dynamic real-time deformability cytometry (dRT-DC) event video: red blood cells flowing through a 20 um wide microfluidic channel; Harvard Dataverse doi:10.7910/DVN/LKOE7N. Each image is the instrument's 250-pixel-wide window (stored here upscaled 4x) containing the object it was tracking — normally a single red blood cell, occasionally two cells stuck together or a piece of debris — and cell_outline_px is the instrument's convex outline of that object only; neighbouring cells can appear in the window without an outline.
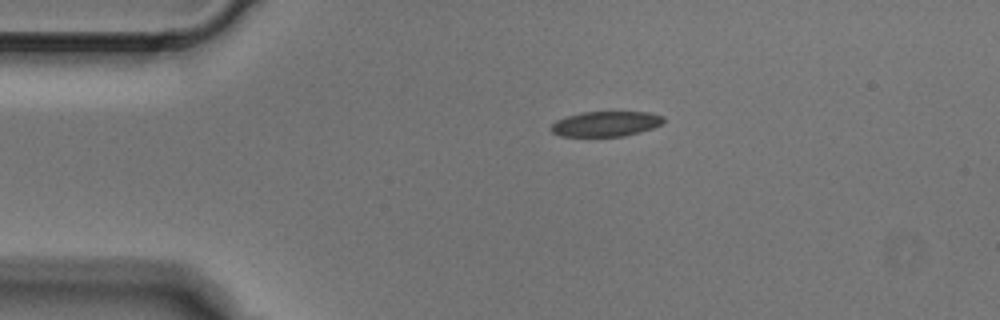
{"species": "Egyptian fruit bat (a non-hibernating species)", "species_latin": "Rousettus aegyptiacus", "temperature_condition": "cold", "stored_images_in_passage": 2, "camera_frame_rate_fps": 3000, "um_per_image_px": 0.085, "animal": {"sex": "male"}, "frame": {"image": 1, "passage_image": 1, "time_ms": 0.0, "image_size_px": [1000, 320], "cell_outline_px": [[664, 120], [660, 124], [652, 128], [640, 132], [624, 136], [560, 136], [552, 132], [548, 128], [556, 120], [568, 116], [584, 112], [648, 112], [664, 116]], "centroid_in_image_um": [51.47, 10.53], "position_along_channel_um": 33.5, "area_um2": 16.42}}